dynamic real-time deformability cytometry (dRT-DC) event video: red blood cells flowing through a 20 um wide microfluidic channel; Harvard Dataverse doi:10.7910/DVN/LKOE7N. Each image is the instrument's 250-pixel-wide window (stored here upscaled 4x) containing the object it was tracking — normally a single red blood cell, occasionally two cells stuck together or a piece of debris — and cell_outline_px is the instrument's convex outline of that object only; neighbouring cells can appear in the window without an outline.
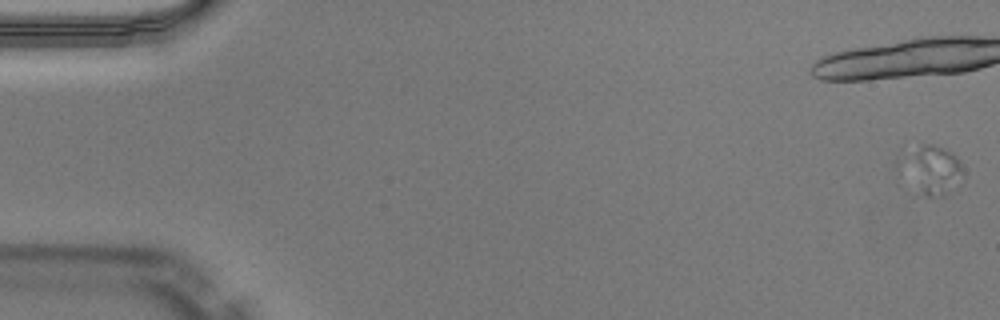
{"species": "Egyptian fruit bat (a non-hibernating species)", "species_latin": "Rousettus aegyptiacus", "temperature_condition": "warm", "stored_images_in_passage": 17, "camera_frame_rate_fps": 3000, "um_per_image_px": 0.085, "animal": {"sex": "male"}, "frame": {"image": 1, "passage_image": 2, "time_ms": 0.333, "image_size_px": [1000, 320], "cell_outline_px": [[960, 164], [944, 196], [928, 196], [924, 192], [896, 160], [900, 148], [924, 144], [932, 144], [948, 152]], "centroid_in_image_um": [78.96, 14.24], "position_along_channel_um": 6.0, "area_um2": 15.78}}
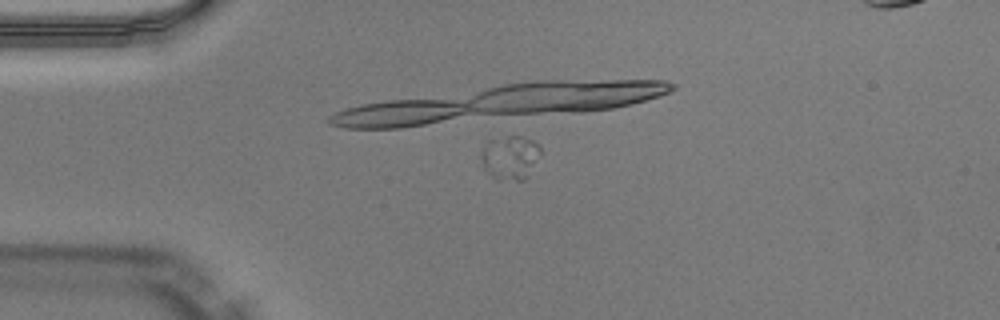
{"frame": {"image": 2, "passage_image": 14, "time_ms": 4.333, "image_size_px": [1000, 320], "cell_outline_px": [[540, 152], [528, 176], [524, 180], [496, 180], [484, 168], [480, 156], [488, 140], [508, 136], [516, 136], [532, 140], [540, 144]], "centroid_in_image_um": [43.35, 13.39], "position_along_channel_um": 41.7, "area_um2": 15.03}}